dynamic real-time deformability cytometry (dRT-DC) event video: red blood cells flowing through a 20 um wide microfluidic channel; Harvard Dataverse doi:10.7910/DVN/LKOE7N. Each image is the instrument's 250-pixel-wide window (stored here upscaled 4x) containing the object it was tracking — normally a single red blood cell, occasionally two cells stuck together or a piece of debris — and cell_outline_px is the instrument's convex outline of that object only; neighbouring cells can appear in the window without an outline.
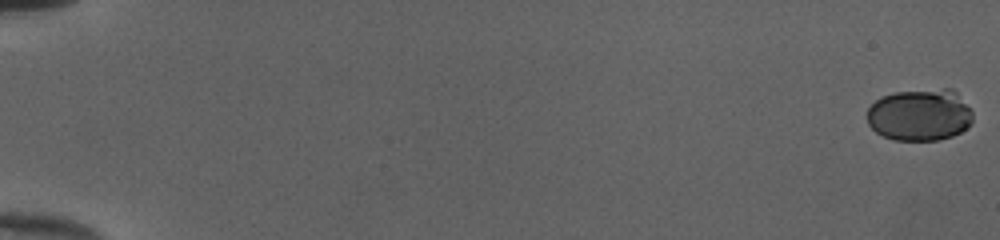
{"species": "human", "species_latin": "Homo sapiens", "temperature_condition": "cold", "stored_images_in_passage": 53, "camera_frame_rate_fps": 3000, "um_per_image_px": 0.085, "donor": {"sex": "female"}, "frame": {"image": 1, "passage_image": 1, "time_ms": 0.0, "image_size_px": [1000, 240], "cell_outline_px": [[972, 120], [960, 132], [952, 136], [936, 140], [892, 140], [876, 132], [868, 124], [868, 108], [876, 100], [884, 96], [896, 92], [944, 88], [952, 88], [956, 92], [972, 112]], "centroid_in_image_um": [78.17, 9.76], "position_along_channel_um": 6.8, "area_um2": 31.73}}
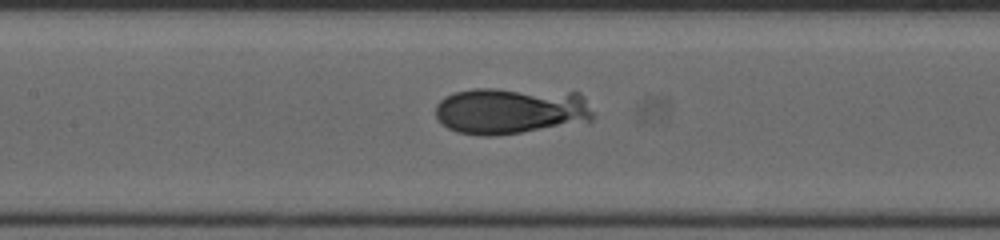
{"frame": {"image": 2, "passage_image": 28, "time_ms": 9.0, "image_size_px": [1000, 240], "cell_outline_px": [[592, 120], [496, 136], [480, 136], [456, 132], [448, 128], [436, 116], [436, 104], [444, 96], [456, 92], [476, 88], [496, 88], [580, 92], [584, 96], [592, 112]], "centroid_in_image_um": [43.38, 9.39], "position_along_channel_um": 164.0, "area_um2": 42.83}}
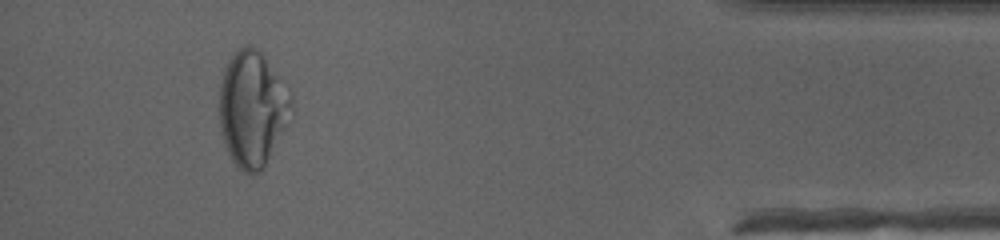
{"frame": {"image": 3, "passage_image": 50, "time_ms": 16.333, "image_size_px": [1000, 240], "cell_outline_px": [[292, 104], [284, 128], [260, 172], [252, 176], [244, 172], [232, 160], [228, 152], [224, 140], [220, 124], [220, 88], [224, 72], [236, 48], [244, 44], [252, 44], [264, 56], [292, 96]], "centroid_in_image_um": [21.43, 9.22], "position_along_channel_um": 413.8, "area_um2": 47.34}}